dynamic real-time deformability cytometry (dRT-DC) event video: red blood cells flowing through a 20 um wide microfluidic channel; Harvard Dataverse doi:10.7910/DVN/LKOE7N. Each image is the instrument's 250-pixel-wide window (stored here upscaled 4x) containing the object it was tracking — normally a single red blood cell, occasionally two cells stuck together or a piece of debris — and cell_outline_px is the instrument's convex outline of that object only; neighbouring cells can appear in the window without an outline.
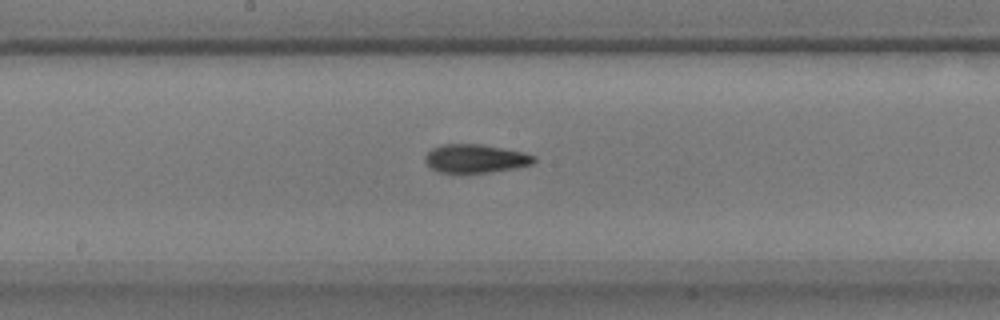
{"species": "common noctule bat (a hibernating species)", "species_latin": "Nyctalus noctula", "temperature_condition": "warm", "stored_images_in_passage": 52, "camera_frame_rate_fps": 3000, "um_per_image_px": 0.085, "animal": {"sex": "male", "body_mass_g": 17.9}, "frame": {"image": 1, "passage_image": 27, "time_ms": 8.667, "image_size_px": [1000, 320], "cell_outline_px": [[536, 160], [532, 164], [516, 168], [492, 172], [436, 172], [424, 160], [424, 156], [432, 148], [440, 144], [484, 144], [524, 152], [536, 156]], "centroid_in_image_um": [40.43, 13.46], "position_along_channel_um": 207.8, "area_um2": 18.21}}
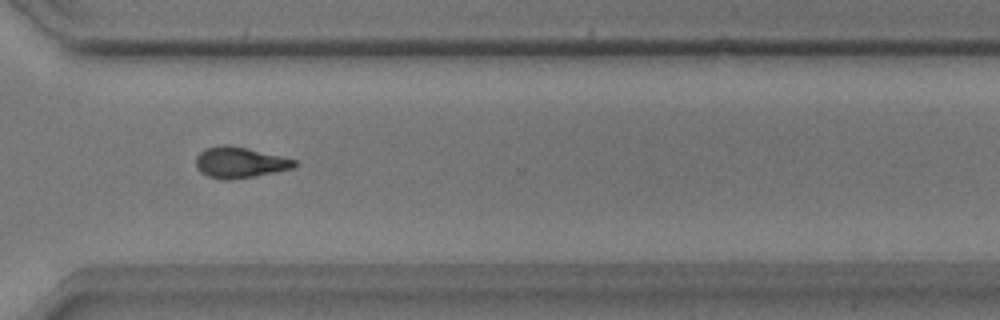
{"frame": {"image": 2, "passage_image": 38, "time_ms": 12.333, "image_size_px": [1000, 320], "cell_outline_px": [[296, 164], [292, 168], [276, 172], [228, 180], [224, 180], [208, 176], [200, 172], [196, 168], [196, 156], [204, 148], [220, 144], [228, 144], [248, 148], [296, 160]], "centroid_in_image_um": [20.32, 13.79], "position_along_channel_um": 350.3, "area_um2": 17.74}}
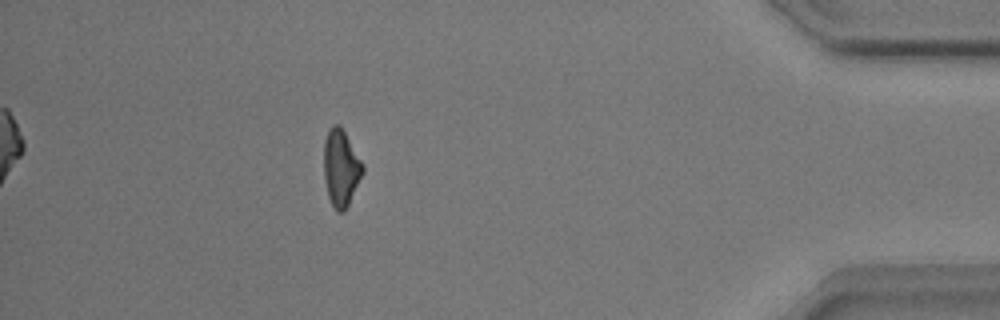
{"frame": {"image": 3, "passage_image": 46, "time_ms": 15.0, "image_size_px": [1000, 320], "cell_outline_px": [[364, 172], [344, 212], [336, 212], [328, 196], [324, 180], [324, 140], [328, 128], [332, 124], [340, 124], [360, 160], [364, 168]], "centroid_in_image_um": [28.95, 14.26], "position_along_channel_um": 406.2, "area_um2": 17.28}, "authors_computed_cell_mechanics": {"area_um2": 17.4267, "velocity_mm_per_s": 3.8836, "shape_relaxation_time_tau1_ms": 4.0826, "shape_relaxation_time_tau2_ms": 3.7951, "deformation_change_tau1": 0.1507, "deformation_change_tau2": 0.1192}}